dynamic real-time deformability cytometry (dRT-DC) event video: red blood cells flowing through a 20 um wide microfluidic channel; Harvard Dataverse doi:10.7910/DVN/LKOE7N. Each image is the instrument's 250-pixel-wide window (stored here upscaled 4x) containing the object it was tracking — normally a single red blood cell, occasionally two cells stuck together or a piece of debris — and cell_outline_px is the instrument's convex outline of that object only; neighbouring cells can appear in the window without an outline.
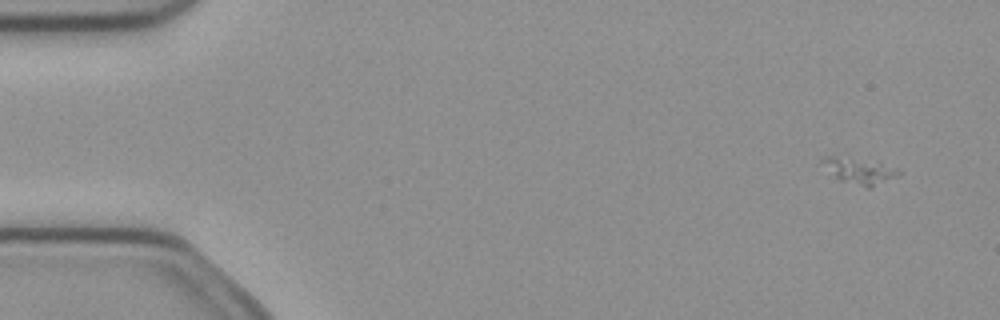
{"species": "common noctule bat (a hibernating species)", "species_latin": "Nyctalus noctula", "temperature_condition": "cold", "stored_images_in_passage": 5, "camera_frame_rate_fps": 3000, "um_per_image_px": 0.085, "animal": {"sex": "female", "body_mass_g": 21.9}, "frame": {"image": 1, "passage_image": 1, "time_ms": 0.0, "image_size_px": [1000, 320], "cell_outline_px": [[904, 172], [900, 176], [868, 188], [840, 180], [820, 160], [820, 156], [836, 156], [880, 164], [896, 168]], "centroid_in_image_um": [73.1, 14.54], "position_along_channel_um": 11.9, "area_um2": 10.98}}
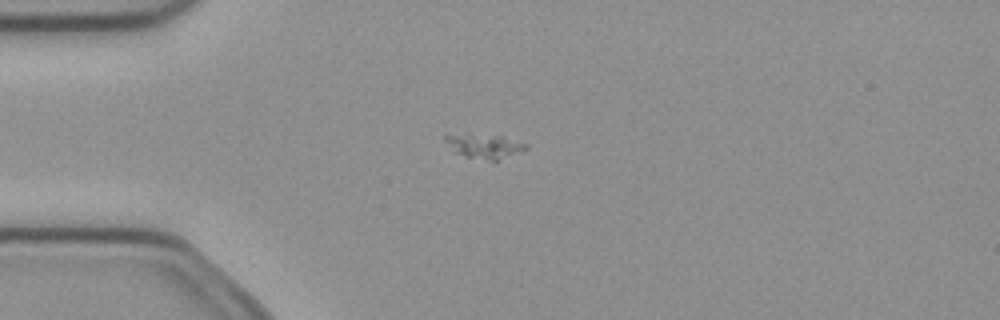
{"frame": {"image": 2, "passage_image": 4, "time_ms": 1.0, "image_size_px": [1000, 320], "cell_outline_px": [[528, 148], [496, 160], [488, 160], [468, 156], [456, 152], [444, 140], [444, 136], [504, 136], [528, 144]], "centroid_in_image_um": [41.26, 12.43], "position_along_channel_um": 43.7, "area_um2": 10.46}}
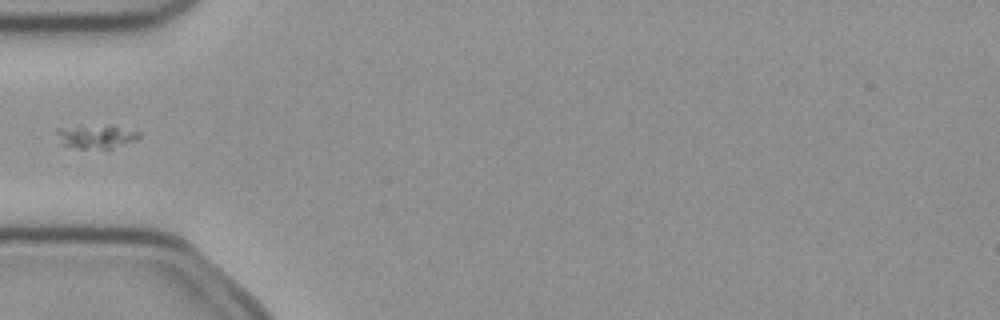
{"frame": {"image": 3, "passage_image": 5, "time_ms": 1.333, "image_size_px": [1000, 320], "cell_outline_px": [[140, 140], [108, 152], [80, 148], [64, 144], [56, 132], [56, 128], [116, 128], [140, 132]], "centroid_in_image_um": [8.32, 11.73], "position_along_channel_um": 76.7, "area_um2": 10.92}}